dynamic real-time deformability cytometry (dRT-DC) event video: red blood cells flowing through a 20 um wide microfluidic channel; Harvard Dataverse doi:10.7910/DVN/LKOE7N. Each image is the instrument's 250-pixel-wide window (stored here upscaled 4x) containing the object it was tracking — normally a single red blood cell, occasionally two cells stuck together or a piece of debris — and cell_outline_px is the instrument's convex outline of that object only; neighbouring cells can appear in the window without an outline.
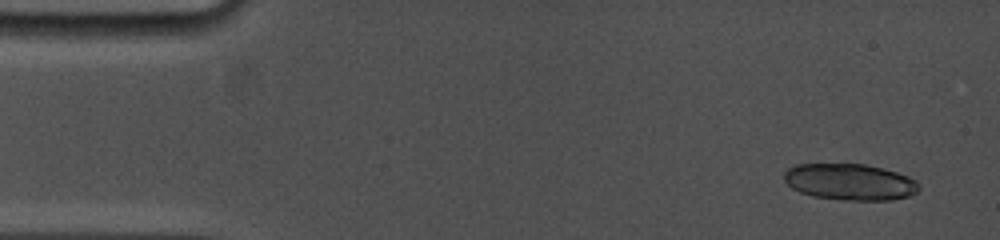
{"species": "common noctule bat (a hibernating species)", "species_latin": "Nyctalus noctula", "temperature_condition": "cold", "stored_images_in_passage": 4, "camera_frame_rate_fps": 5000, "um_per_image_px": 0.085, "animal": {"sex": "female", "body_mass_g": 19.0, "forearm_length_mm": 53.3}, "frame": {"image": 1, "passage_image": 1, "time_ms": 0.0, "image_size_px": [1000, 240], "cell_outline_px": [[920, 188], [916, 192], [908, 196], [892, 200], [844, 200], [812, 196], [800, 192], [792, 188], [784, 180], [784, 172], [788, 168], [796, 164], [864, 164], [884, 168], [908, 176], [916, 180], [920, 184]], "centroid_in_image_um": [72.25, 15.46], "position_along_channel_um": 12.8, "area_um2": 28.73}}